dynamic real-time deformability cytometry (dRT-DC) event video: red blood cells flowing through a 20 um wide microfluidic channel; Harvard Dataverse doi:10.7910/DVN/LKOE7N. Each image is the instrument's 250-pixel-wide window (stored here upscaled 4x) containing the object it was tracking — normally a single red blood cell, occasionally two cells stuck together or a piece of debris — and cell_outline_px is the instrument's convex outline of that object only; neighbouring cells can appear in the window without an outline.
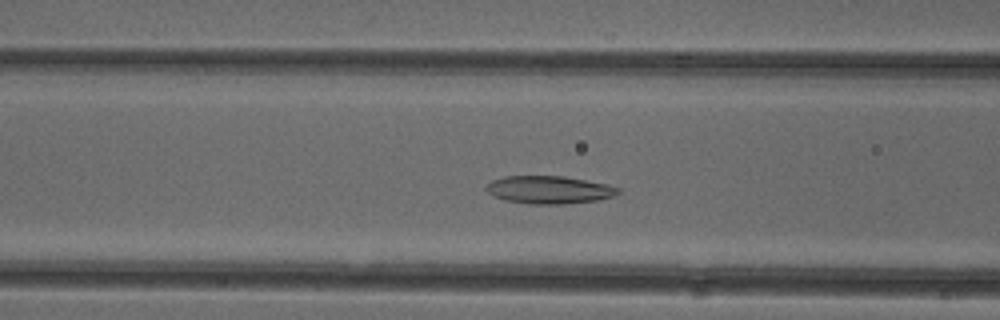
{"species": "common noctule bat (a hibernating species)", "species_latin": "Nyctalus noctula", "temperature_condition": "cold", "stored_images_in_passage": 49, "camera_frame_rate_fps": 3000, "um_per_image_px": 0.085, "animal": {"sex": "female"}, "frame": {"image": 1, "passage_image": 17, "time_ms": 5.333, "image_size_px": [1000, 320], "cell_outline_px": [[620, 192], [612, 196], [596, 200], [564, 204], [528, 204], [504, 200], [488, 192], [484, 188], [492, 180], [504, 176], [564, 176], [608, 184], [620, 188]], "centroid_in_image_um": [46.67, 16.13], "position_along_channel_um": 119.9, "area_um2": 21.33}}
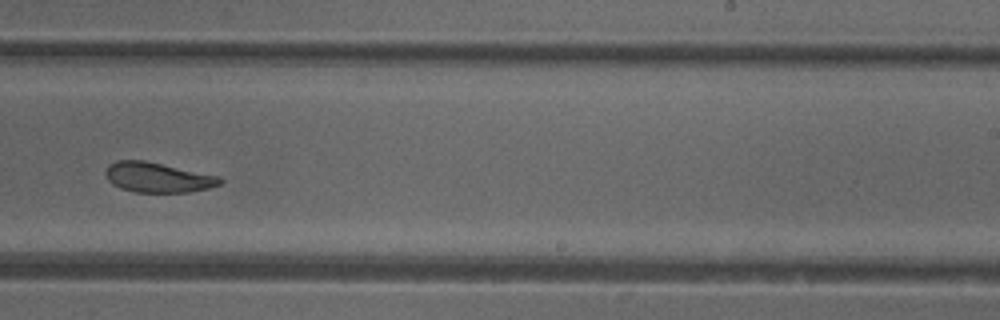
{"frame": {"image": 2, "passage_image": 29, "time_ms": 9.333, "image_size_px": [1000, 320], "cell_outline_px": [[224, 180], [220, 184], [208, 188], [188, 192], [132, 192], [120, 188], [112, 184], [108, 180], [104, 172], [108, 164], [116, 160], [144, 160], [220, 176]], "centroid_in_image_um": [13.38, 15.07], "position_along_channel_um": 275.6, "area_um2": 20.11}}
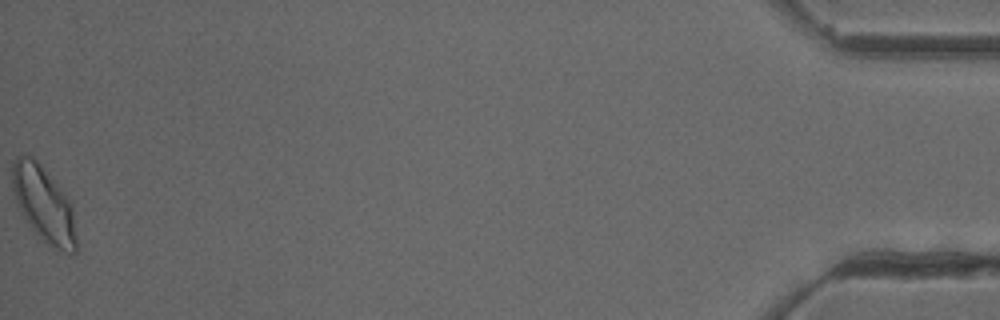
{"frame": {"image": 3, "passage_image": 49, "time_ms": 16.0, "image_size_px": [1000, 320], "cell_outline_px": [[76, 252], [72, 256], [52, 248], [32, 228], [20, 212], [16, 204], [12, 188], [12, 164], [16, 156], [32, 156], [40, 164], [72, 200], [76, 240]], "centroid_in_image_um": [3.74, 17.37], "position_along_channel_um": 431.5, "area_um2": 28.55}, "authors_computed_cell_mechanics": {"area_um2": 22.253, "velocity_mm_per_s": 3.9032, "shape_relaxation_time_tau1_ms": 9.3626, "shape_relaxation_time_tau2_ms": 2.3395, "deformation_change_tau1": 0.1812, "deformation_change_tau2": 0.0848}}